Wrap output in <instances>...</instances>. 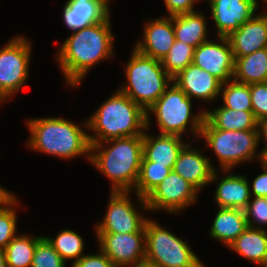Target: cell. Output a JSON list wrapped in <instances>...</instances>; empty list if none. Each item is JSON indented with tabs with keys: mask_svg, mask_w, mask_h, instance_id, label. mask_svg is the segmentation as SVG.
I'll list each match as a JSON object with an SVG mask.
<instances>
[{
	"mask_svg": "<svg viewBox=\"0 0 267 267\" xmlns=\"http://www.w3.org/2000/svg\"><path fill=\"white\" fill-rule=\"evenodd\" d=\"M110 15L103 21L73 31L56 53L66 85L77 87L100 61L113 58L114 35Z\"/></svg>",
	"mask_w": 267,
	"mask_h": 267,
	"instance_id": "obj_1",
	"label": "cell"
},
{
	"mask_svg": "<svg viewBox=\"0 0 267 267\" xmlns=\"http://www.w3.org/2000/svg\"><path fill=\"white\" fill-rule=\"evenodd\" d=\"M90 163L107 179L111 190L132 192L137 183L143 153V136L90 143Z\"/></svg>",
	"mask_w": 267,
	"mask_h": 267,
	"instance_id": "obj_2",
	"label": "cell"
},
{
	"mask_svg": "<svg viewBox=\"0 0 267 267\" xmlns=\"http://www.w3.org/2000/svg\"><path fill=\"white\" fill-rule=\"evenodd\" d=\"M82 125L94 133L88 134L90 143L143 136L147 130V113L117 89Z\"/></svg>",
	"mask_w": 267,
	"mask_h": 267,
	"instance_id": "obj_3",
	"label": "cell"
},
{
	"mask_svg": "<svg viewBox=\"0 0 267 267\" xmlns=\"http://www.w3.org/2000/svg\"><path fill=\"white\" fill-rule=\"evenodd\" d=\"M27 147L61 159L85 155L90 162L91 144L88 134L80 125L64 117L30 118Z\"/></svg>",
	"mask_w": 267,
	"mask_h": 267,
	"instance_id": "obj_4",
	"label": "cell"
},
{
	"mask_svg": "<svg viewBox=\"0 0 267 267\" xmlns=\"http://www.w3.org/2000/svg\"><path fill=\"white\" fill-rule=\"evenodd\" d=\"M147 113V130L151 126V114L155 115L156 123L162 135L182 137L185 132L194 135L199 141L204 110L192 114V99H190L174 82L165 90ZM150 113V114H149ZM189 125V126H188ZM187 128H190L187 130Z\"/></svg>",
	"mask_w": 267,
	"mask_h": 267,
	"instance_id": "obj_5",
	"label": "cell"
},
{
	"mask_svg": "<svg viewBox=\"0 0 267 267\" xmlns=\"http://www.w3.org/2000/svg\"><path fill=\"white\" fill-rule=\"evenodd\" d=\"M124 68L127 82L118 90L146 112L173 82L160 60L145 56L135 48Z\"/></svg>",
	"mask_w": 267,
	"mask_h": 267,
	"instance_id": "obj_6",
	"label": "cell"
},
{
	"mask_svg": "<svg viewBox=\"0 0 267 267\" xmlns=\"http://www.w3.org/2000/svg\"><path fill=\"white\" fill-rule=\"evenodd\" d=\"M206 146L212 148L219 161L220 170L232 171L243 162L259 158L258 130L227 131L214 128L205 118L200 136Z\"/></svg>",
	"mask_w": 267,
	"mask_h": 267,
	"instance_id": "obj_7",
	"label": "cell"
},
{
	"mask_svg": "<svg viewBox=\"0 0 267 267\" xmlns=\"http://www.w3.org/2000/svg\"><path fill=\"white\" fill-rule=\"evenodd\" d=\"M145 228V263L153 267H206L187 241L147 219Z\"/></svg>",
	"mask_w": 267,
	"mask_h": 267,
	"instance_id": "obj_8",
	"label": "cell"
},
{
	"mask_svg": "<svg viewBox=\"0 0 267 267\" xmlns=\"http://www.w3.org/2000/svg\"><path fill=\"white\" fill-rule=\"evenodd\" d=\"M32 45L24 36H15L0 49V103L9 100L29 77Z\"/></svg>",
	"mask_w": 267,
	"mask_h": 267,
	"instance_id": "obj_9",
	"label": "cell"
},
{
	"mask_svg": "<svg viewBox=\"0 0 267 267\" xmlns=\"http://www.w3.org/2000/svg\"><path fill=\"white\" fill-rule=\"evenodd\" d=\"M129 191H115L110 193L105 217L96 225L95 233H135L145 232V222L148 219L142 214L149 211L145 198L136 194L138 210L129 197Z\"/></svg>",
	"mask_w": 267,
	"mask_h": 267,
	"instance_id": "obj_10",
	"label": "cell"
},
{
	"mask_svg": "<svg viewBox=\"0 0 267 267\" xmlns=\"http://www.w3.org/2000/svg\"><path fill=\"white\" fill-rule=\"evenodd\" d=\"M199 191L173 170L146 197L150 211L182 212L196 203Z\"/></svg>",
	"mask_w": 267,
	"mask_h": 267,
	"instance_id": "obj_11",
	"label": "cell"
},
{
	"mask_svg": "<svg viewBox=\"0 0 267 267\" xmlns=\"http://www.w3.org/2000/svg\"><path fill=\"white\" fill-rule=\"evenodd\" d=\"M99 249L115 267H131L145 263V232L95 233Z\"/></svg>",
	"mask_w": 267,
	"mask_h": 267,
	"instance_id": "obj_12",
	"label": "cell"
},
{
	"mask_svg": "<svg viewBox=\"0 0 267 267\" xmlns=\"http://www.w3.org/2000/svg\"><path fill=\"white\" fill-rule=\"evenodd\" d=\"M208 40L194 50L193 64L209 72L222 84L233 79L234 55L227 37Z\"/></svg>",
	"mask_w": 267,
	"mask_h": 267,
	"instance_id": "obj_13",
	"label": "cell"
},
{
	"mask_svg": "<svg viewBox=\"0 0 267 267\" xmlns=\"http://www.w3.org/2000/svg\"><path fill=\"white\" fill-rule=\"evenodd\" d=\"M217 37H228L250 20L259 5L254 0H207Z\"/></svg>",
	"mask_w": 267,
	"mask_h": 267,
	"instance_id": "obj_14",
	"label": "cell"
},
{
	"mask_svg": "<svg viewBox=\"0 0 267 267\" xmlns=\"http://www.w3.org/2000/svg\"><path fill=\"white\" fill-rule=\"evenodd\" d=\"M143 28L142 41L138 40L134 48L145 56L161 61L176 40L173 16H160L157 19L147 21Z\"/></svg>",
	"mask_w": 267,
	"mask_h": 267,
	"instance_id": "obj_15",
	"label": "cell"
},
{
	"mask_svg": "<svg viewBox=\"0 0 267 267\" xmlns=\"http://www.w3.org/2000/svg\"><path fill=\"white\" fill-rule=\"evenodd\" d=\"M173 82L190 98L205 102H214L220 96L222 83L209 72L191 63Z\"/></svg>",
	"mask_w": 267,
	"mask_h": 267,
	"instance_id": "obj_16",
	"label": "cell"
},
{
	"mask_svg": "<svg viewBox=\"0 0 267 267\" xmlns=\"http://www.w3.org/2000/svg\"><path fill=\"white\" fill-rule=\"evenodd\" d=\"M227 38L234 59L267 48V12L256 13Z\"/></svg>",
	"mask_w": 267,
	"mask_h": 267,
	"instance_id": "obj_17",
	"label": "cell"
},
{
	"mask_svg": "<svg viewBox=\"0 0 267 267\" xmlns=\"http://www.w3.org/2000/svg\"><path fill=\"white\" fill-rule=\"evenodd\" d=\"M186 144L173 167V171L191 183L198 191L211 184V178L216 170L208 156L197 148H190Z\"/></svg>",
	"mask_w": 267,
	"mask_h": 267,
	"instance_id": "obj_18",
	"label": "cell"
},
{
	"mask_svg": "<svg viewBox=\"0 0 267 267\" xmlns=\"http://www.w3.org/2000/svg\"><path fill=\"white\" fill-rule=\"evenodd\" d=\"M229 171L221 170V174L223 172L227 173L221 179L218 178L217 169L212 175L211 184L212 182L217 183L219 181L214 195V202H216L218 208H237L244 210L251 199L249 189L250 180H248L245 174L233 175Z\"/></svg>",
	"mask_w": 267,
	"mask_h": 267,
	"instance_id": "obj_19",
	"label": "cell"
},
{
	"mask_svg": "<svg viewBox=\"0 0 267 267\" xmlns=\"http://www.w3.org/2000/svg\"><path fill=\"white\" fill-rule=\"evenodd\" d=\"M109 9L101 0H67L62 17L73 32L103 22L110 15Z\"/></svg>",
	"mask_w": 267,
	"mask_h": 267,
	"instance_id": "obj_20",
	"label": "cell"
},
{
	"mask_svg": "<svg viewBox=\"0 0 267 267\" xmlns=\"http://www.w3.org/2000/svg\"><path fill=\"white\" fill-rule=\"evenodd\" d=\"M158 135L155 137L146 132L143 133L142 156L147 161L164 165L172 171L182 148L189 142L176 135Z\"/></svg>",
	"mask_w": 267,
	"mask_h": 267,
	"instance_id": "obj_21",
	"label": "cell"
},
{
	"mask_svg": "<svg viewBox=\"0 0 267 267\" xmlns=\"http://www.w3.org/2000/svg\"><path fill=\"white\" fill-rule=\"evenodd\" d=\"M247 227L244 210L219 207L209 229V235L229 247Z\"/></svg>",
	"mask_w": 267,
	"mask_h": 267,
	"instance_id": "obj_22",
	"label": "cell"
},
{
	"mask_svg": "<svg viewBox=\"0 0 267 267\" xmlns=\"http://www.w3.org/2000/svg\"><path fill=\"white\" fill-rule=\"evenodd\" d=\"M228 248L263 267L267 263V230L247 227Z\"/></svg>",
	"mask_w": 267,
	"mask_h": 267,
	"instance_id": "obj_23",
	"label": "cell"
},
{
	"mask_svg": "<svg viewBox=\"0 0 267 267\" xmlns=\"http://www.w3.org/2000/svg\"><path fill=\"white\" fill-rule=\"evenodd\" d=\"M173 28L176 40L194 48L209 40L207 21L198 10L173 16Z\"/></svg>",
	"mask_w": 267,
	"mask_h": 267,
	"instance_id": "obj_24",
	"label": "cell"
},
{
	"mask_svg": "<svg viewBox=\"0 0 267 267\" xmlns=\"http://www.w3.org/2000/svg\"><path fill=\"white\" fill-rule=\"evenodd\" d=\"M205 119L216 129L227 131L258 130L252 111H235L223 107L204 110Z\"/></svg>",
	"mask_w": 267,
	"mask_h": 267,
	"instance_id": "obj_25",
	"label": "cell"
},
{
	"mask_svg": "<svg viewBox=\"0 0 267 267\" xmlns=\"http://www.w3.org/2000/svg\"><path fill=\"white\" fill-rule=\"evenodd\" d=\"M233 80L244 84L267 82V48L235 58Z\"/></svg>",
	"mask_w": 267,
	"mask_h": 267,
	"instance_id": "obj_26",
	"label": "cell"
},
{
	"mask_svg": "<svg viewBox=\"0 0 267 267\" xmlns=\"http://www.w3.org/2000/svg\"><path fill=\"white\" fill-rule=\"evenodd\" d=\"M43 237L17 234L5 248L7 267H31L35 248Z\"/></svg>",
	"mask_w": 267,
	"mask_h": 267,
	"instance_id": "obj_27",
	"label": "cell"
},
{
	"mask_svg": "<svg viewBox=\"0 0 267 267\" xmlns=\"http://www.w3.org/2000/svg\"><path fill=\"white\" fill-rule=\"evenodd\" d=\"M66 262L72 260L73 266L84 254V240L70 229L59 231L56 238L44 236Z\"/></svg>",
	"mask_w": 267,
	"mask_h": 267,
	"instance_id": "obj_28",
	"label": "cell"
},
{
	"mask_svg": "<svg viewBox=\"0 0 267 267\" xmlns=\"http://www.w3.org/2000/svg\"><path fill=\"white\" fill-rule=\"evenodd\" d=\"M170 172L168 167L147 161L142 156L139 177L132 192L145 198Z\"/></svg>",
	"mask_w": 267,
	"mask_h": 267,
	"instance_id": "obj_29",
	"label": "cell"
},
{
	"mask_svg": "<svg viewBox=\"0 0 267 267\" xmlns=\"http://www.w3.org/2000/svg\"><path fill=\"white\" fill-rule=\"evenodd\" d=\"M223 107L235 111H252V100L249 84L228 81L221 85Z\"/></svg>",
	"mask_w": 267,
	"mask_h": 267,
	"instance_id": "obj_30",
	"label": "cell"
},
{
	"mask_svg": "<svg viewBox=\"0 0 267 267\" xmlns=\"http://www.w3.org/2000/svg\"><path fill=\"white\" fill-rule=\"evenodd\" d=\"M194 50V47L175 40L168 54L161 59L162 67L172 79L193 63Z\"/></svg>",
	"mask_w": 267,
	"mask_h": 267,
	"instance_id": "obj_31",
	"label": "cell"
},
{
	"mask_svg": "<svg viewBox=\"0 0 267 267\" xmlns=\"http://www.w3.org/2000/svg\"><path fill=\"white\" fill-rule=\"evenodd\" d=\"M17 197L14 196L5 205L0 207V248L6 246L17 235V212L16 206L19 204Z\"/></svg>",
	"mask_w": 267,
	"mask_h": 267,
	"instance_id": "obj_32",
	"label": "cell"
},
{
	"mask_svg": "<svg viewBox=\"0 0 267 267\" xmlns=\"http://www.w3.org/2000/svg\"><path fill=\"white\" fill-rule=\"evenodd\" d=\"M66 263L45 237L37 243L31 267H66Z\"/></svg>",
	"mask_w": 267,
	"mask_h": 267,
	"instance_id": "obj_33",
	"label": "cell"
},
{
	"mask_svg": "<svg viewBox=\"0 0 267 267\" xmlns=\"http://www.w3.org/2000/svg\"><path fill=\"white\" fill-rule=\"evenodd\" d=\"M244 212L248 227L263 229L261 226L267 225V197L251 196Z\"/></svg>",
	"mask_w": 267,
	"mask_h": 267,
	"instance_id": "obj_34",
	"label": "cell"
},
{
	"mask_svg": "<svg viewBox=\"0 0 267 267\" xmlns=\"http://www.w3.org/2000/svg\"><path fill=\"white\" fill-rule=\"evenodd\" d=\"M252 112L257 121L267 117V82L249 84Z\"/></svg>",
	"mask_w": 267,
	"mask_h": 267,
	"instance_id": "obj_35",
	"label": "cell"
},
{
	"mask_svg": "<svg viewBox=\"0 0 267 267\" xmlns=\"http://www.w3.org/2000/svg\"><path fill=\"white\" fill-rule=\"evenodd\" d=\"M71 267H115L108 256H106L100 249L98 254H84Z\"/></svg>",
	"mask_w": 267,
	"mask_h": 267,
	"instance_id": "obj_36",
	"label": "cell"
},
{
	"mask_svg": "<svg viewBox=\"0 0 267 267\" xmlns=\"http://www.w3.org/2000/svg\"><path fill=\"white\" fill-rule=\"evenodd\" d=\"M201 0H164L165 7L167 9L166 16H175L194 12L195 3Z\"/></svg>",
	"mask_w": 267,
	"mask_h": 267,
	"instance_id": "obj_37",
	"label": "cell"
},
{
	"mask_svg": "<svg viewBox=\"0 0 267 267\" xmlns=\"http://www.w3.org/2000/svg\"><path fill=\"white\" fill-rule=\"evenodd\" d=\"M261 168L263 172L249 184L250 195L254 197H267V169Z\"/></svg>",
	"mask_w": 267,
	"mask_h": 267,
	"instance_id": "obj_38",
	"label": "cell"
},
{
	"mask_svg": "<svg viewBox=\"0 0 267 267\" xmlns=\"http://www.w3.org/2000/svg\"><path fill=\"white\" fill-rule=\"evenodd\" d=\"M257 128L259 134V141H263L264 144H267V117L258 121Z\"/></svg>",
	"mask_w": 267,
	"mask_h": 267,
	"instance_id": "obj_39",
	"label": "cell"
},
{
	"mask_svg": "<svg viewBox=\"0 0 267 267\" xmlns=\"http://www.w3.org/2000/svg\"><path fill=\"white\" fill-rule=\"evenodd\" d=\"M15 194L0 185V207L5 205Z\"/></svg>",
	"mask_w": 267,
	"mask_h": 267,
	"instance_id": "obj_40",
	"label": "cell"
},
{
	"mask_svg": "<svg viewBox=\"0 0 267 267\" xmlns=\"http://www.w3.org/2000/svg\"><path fill=\"white\" fill-rule=\"evenodd\" d=\"M258 163L260 162V166L267 169V144L259 151Z\"/></svg>",
	"mask_w": 267,
	"mask_h": 267,
	"instance_id": "obj_41",
	"label": "cell"
},
{
	"mask_svg": "<svg viewBox=\"0 0 267 267\" xmlns=\"http://www.w3.org/2000/svg\"><path fill=\"white\" fill-rule=\"evenodd\" d=\"M0 267H7L5 249L0 248Z\"/></svg>",
	"mask_w": 267,
	"mask_h": 267,
	"instance_id": "obj_42",
	"label": "cell"
},
{
	"mask_svg": "<svg viewBox=\"0 0 267 267\" xmlns=\"http://www.w3.org/2000/svg\"><path fill=\"white\" fill-rule=\"evenodd\" d=\"M131 267H153V266L144 263V264H141V265L131 266Z\"/></svg>",
	"mask_w": 267,
	"mask_h": 267,
	"instance_id": "obj_43",
	"label": "cell"
},
{
	"mask_svg": "<svg viewBox=\"0 0 267 267\" xmlns=\"http://www.w3.org/2000/svg\"><path fill=\"white\" fill-rule=\"evenodd\" d=\"M101 1H102L106 6H108V7L110 6V5H109V3H110L109 1H110V0H101Z\"/></svg>",
	"mask_w": 267,
	"mask_h": 267,
	"instance_id": "obj_44",
	"label": "cell"
},
{
	"mask_svg": "<svg viewBox=\"0 0 267 267\" xmlns=\"http://www.w3.org/2000/svg\"><path fill=\"white\" fill-rule=\"evenodd\" d=\"M254 1L259 5L258 0H254ZM265 1L267 2V0H264V2H265Z\"/></svg>",
	"mask_w": 267,
	"mask_h": 267,
	"instance_id": "obj_45",
	"label": "cell"
}]
</instances>
